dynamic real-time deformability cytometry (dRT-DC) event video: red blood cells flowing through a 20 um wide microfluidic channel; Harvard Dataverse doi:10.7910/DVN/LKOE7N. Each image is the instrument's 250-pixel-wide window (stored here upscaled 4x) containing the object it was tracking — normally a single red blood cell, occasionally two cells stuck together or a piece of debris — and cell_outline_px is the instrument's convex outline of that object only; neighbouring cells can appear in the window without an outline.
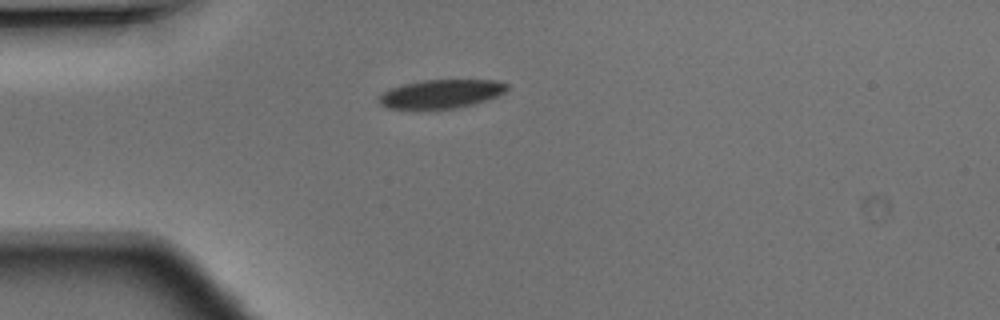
{"species": "Egyptian fruit bat (a non-hibernating species)", "species_latin": "Rousettus aegyptiacus", "temperature_condition": "warm", "stored_images_in_passage": 3, "camera_frame_rate_fps": 3000, "um_per_image_px": 0.085, "animal": {"sex": "male"}, "frame": {"image": 1, "passage_image": 1, "time_ms": 0.0, "image_size_px": [1000, 320], "cell_outline_px": [[508, 88], [504, 92], [496, 96], [472, 104], [456, 108], [416, 112], [388, 108], [380, 104], [380, 96], [384, 92], [392, 88], [404, 84], [424, 80], [492, 80], [508, 84]], "centroid_in_image_um": [37.43, 8.03], "position_along_channel_um": 47.6, "area_um2": 21.79}}